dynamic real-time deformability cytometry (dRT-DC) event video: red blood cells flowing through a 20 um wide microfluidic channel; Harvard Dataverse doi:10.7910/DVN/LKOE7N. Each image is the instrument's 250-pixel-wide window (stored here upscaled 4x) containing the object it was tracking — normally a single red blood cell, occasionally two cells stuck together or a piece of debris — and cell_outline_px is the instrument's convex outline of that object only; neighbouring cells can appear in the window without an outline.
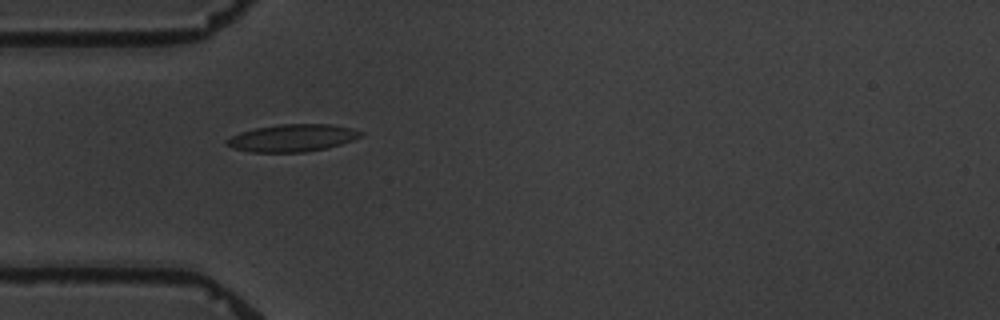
{"species": "common noctule bat (a hibernating species)", "species_latin": "Nyctalus noctula", "temperature_condition": "warm", "stored_images_in_passage": 5, "camera_frame_rate_fps": 3000, "um_per_image_px": 0.085, "animal": {"sex": "male", "body_mass_g": 19.5, "forearm_length_mm": 54.6}, "frame": {"image": 1, "passage_image": 4, "time_ms": 3.667, "image_size_px": [1000, 320], "cell_outline_px": [[364, 132], [360, 136], [352, 140], [340, 144], [324, 148], [304, 152], [252, 152], [236, 148], [228, 144], [224, 140], [240, 132], [256, 128], [280, 124], [332, 124], [352, 128]], "centroid_in_image_um": [24.87, 11.71], "position_along_channel_um": 60.1, "area_um2": 21.04}}
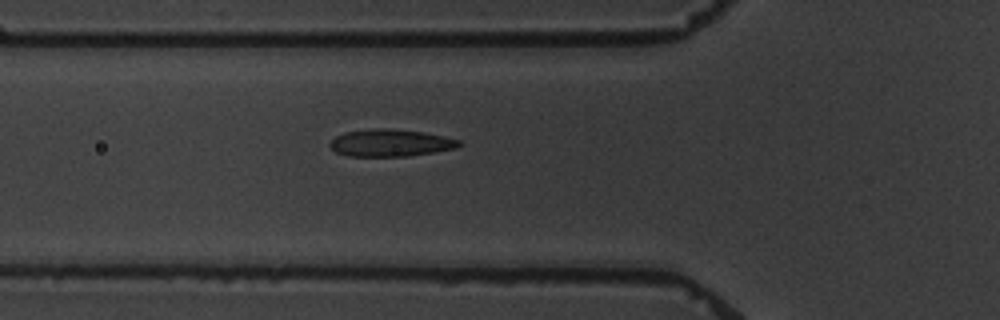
{"frame": {"image": 2, "passage_image": 5, "time_ms": 4.667, "image_size_px": [1000, 320], "cell_outline_px": [[464, 144], [456, 148], [408, 156], [348, 156], [336, 152], [328, 144], [336, 136], [344, 132], [368, 128], [384, 128], [424, 132], [444, 136], [460, 140]], "centroid_in_image_um": [33.19, 12.14], "position_along_channel_um": 92.6, "area_um2": 20.52}}